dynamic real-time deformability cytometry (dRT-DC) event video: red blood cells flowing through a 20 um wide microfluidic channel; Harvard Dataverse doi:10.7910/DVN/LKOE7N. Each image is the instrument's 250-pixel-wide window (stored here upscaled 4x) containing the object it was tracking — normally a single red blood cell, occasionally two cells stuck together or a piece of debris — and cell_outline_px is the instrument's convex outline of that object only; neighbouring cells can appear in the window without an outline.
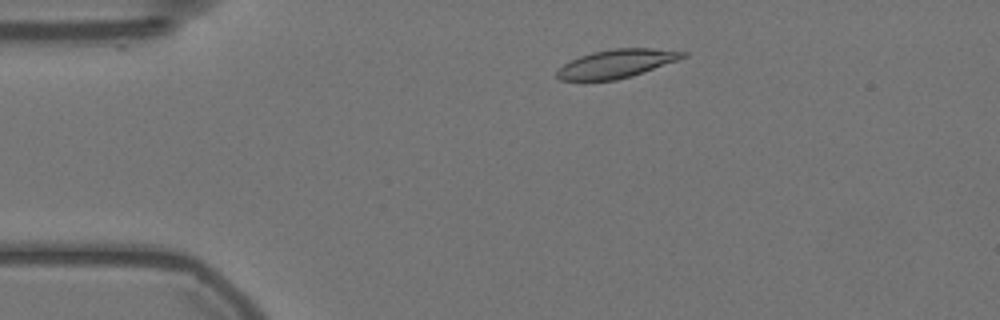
{"species": "Egyptian fruit bat (a non-hibernating species)", "species_latin": "Rousettus aegyptiacus", "temperature_condition": "warm", "stored_images_in_passage": 49, "camera_frame_rate_fps": 3000, "um_per_image_px": 0.085, "animal": {"sex": "female"}, "frame": {"image": 1, "passage_image": 3, "time_ms": 0.667, "image_size_px": [1000, 320], "cell_outline_px": [[688, 56], [644, 72], [632, 76], [616, 80], [560, 80], [556, 76], [556, 72], [564, 64], [580, 56], [592, 52], [612, 48], [652, 48], [688, 52]], "centroid_in_image_um": [52.43, 5.4], "position_along_channel_um": 32.6, "area_um2": 20.75}}
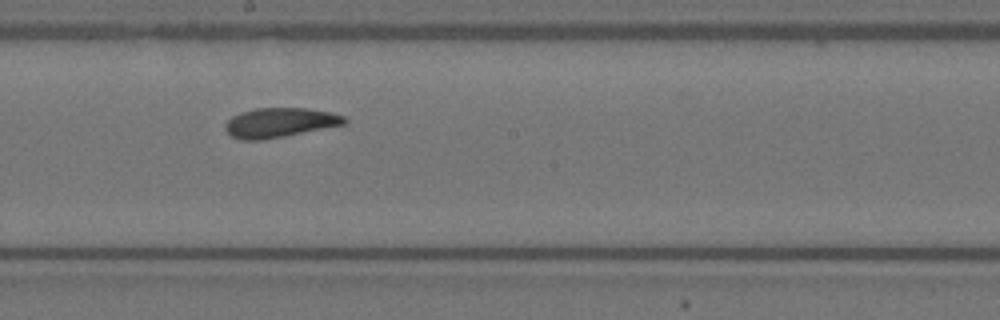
{"frame": {"image": 2, "passage_image": 23, "time_ms": 7.333, "image_size_px": [1000, 320], "cell_outline_px": [[348, 120], [344, 124], [284, 136], [260, 140], [240, 140], [232, 136], [224, 128], [224, 124], [232, 116], [240, 112], [256, 108], [308, 108], [328, 112], [344, 116]], "centroid_in_image_um": [23.74, 10.42], "position_along_channel_um": 224.5, "area_um2": 20.35}}
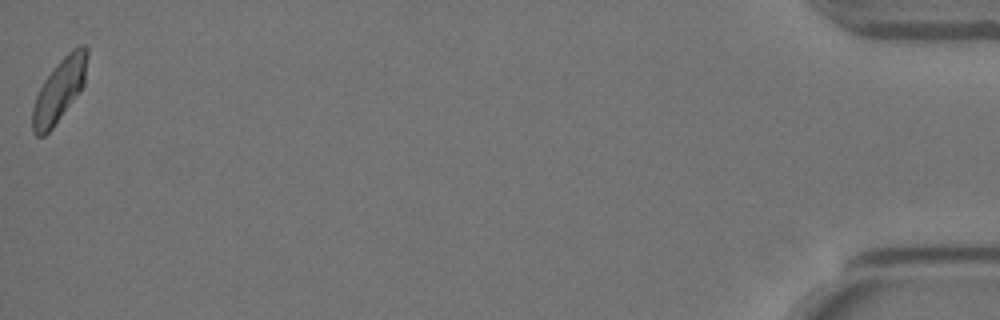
{"frame": {"image": 3, "passage_image": 49, "time_ms": 16.0, "image_size_px": [1000, 320], "cell_outline_px": [[88, 56], [84, 84], [80, 92], [52, 128], [44, 136], [36, 136], [32, 132], [32, 108], [36, 96], [44, 80], [56, 64], [72, 48], [80, 44], [88, 44]], "centroid_in_image_um": [5.06, 7.63], "position_along_channel_um": 430.1, "area_um2": 20.23}, "authors_computed_cell_mechanics": {"area_um2": 20.5768, "velocity_mm_per_s": 3.5259, "shape_relaxation_time_tau1_ms": 4.7804, "shape_relaxation_time_tau2_ms": 3.646, "deformation_change_tau1": 0.1424, "deformation_change_tau2": 0.0729}}